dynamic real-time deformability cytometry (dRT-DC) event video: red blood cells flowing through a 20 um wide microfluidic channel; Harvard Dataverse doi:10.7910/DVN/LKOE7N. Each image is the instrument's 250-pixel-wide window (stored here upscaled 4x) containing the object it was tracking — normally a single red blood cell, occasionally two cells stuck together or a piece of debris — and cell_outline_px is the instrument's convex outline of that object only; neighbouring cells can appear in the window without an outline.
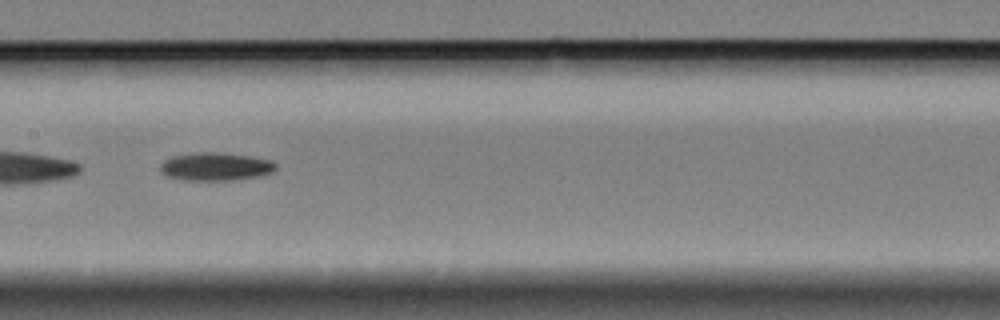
{"species": "Egyptian fruit bat (a non-hibernating species)", "species_latin": "Rousettus aegyptiacus", "temperature_condition": "cold", "stored_images_in_passage": 59, "segment_of_instrument_passage": [2, 2], "camera_frame_rate_fps": 3000, "um_per_image_px": 0.085, "animal": {"sex": "female"}, "frame": {"image": 1, "passage_image": 28, "time_ms": 9.0, "image_size_px": [1000, 320], "cell_outline_px": [[276, 168], [272, 172], [260, 176], [232, 180], [184, 180], [168, 176], [160, 172], [160, 164], [164, 160], [172, 156], [196, 152], [216, 152], [248, 156], [272, 160], [276, 164]], "centroid_in_image_um": [18.31, 14.16], "position_along_channel_um": 189.1, "area_um2": 18.9}}
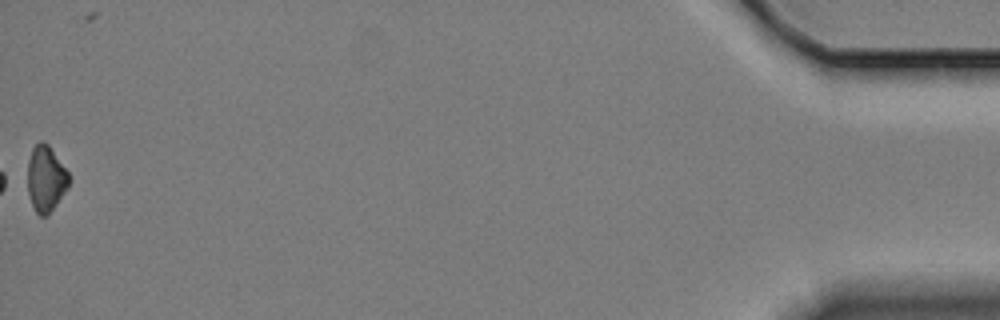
{"frame": {"image": 2, "passage_image": 58, "time_ms": 19.0, "image_size_px": [1000, 320], "cell_outline_px": [[68, 188], [48, 216], [40, 216], [36, 212], [32, 204], [28, 192], [28, 160], [32, 148], [40, 140], [44, 140], [48, 144], [68, 172]], "centroid_in_image_um": [3.89, 15.19], "position_along_channel_um": 431.3, "area_um2": 15.84}}